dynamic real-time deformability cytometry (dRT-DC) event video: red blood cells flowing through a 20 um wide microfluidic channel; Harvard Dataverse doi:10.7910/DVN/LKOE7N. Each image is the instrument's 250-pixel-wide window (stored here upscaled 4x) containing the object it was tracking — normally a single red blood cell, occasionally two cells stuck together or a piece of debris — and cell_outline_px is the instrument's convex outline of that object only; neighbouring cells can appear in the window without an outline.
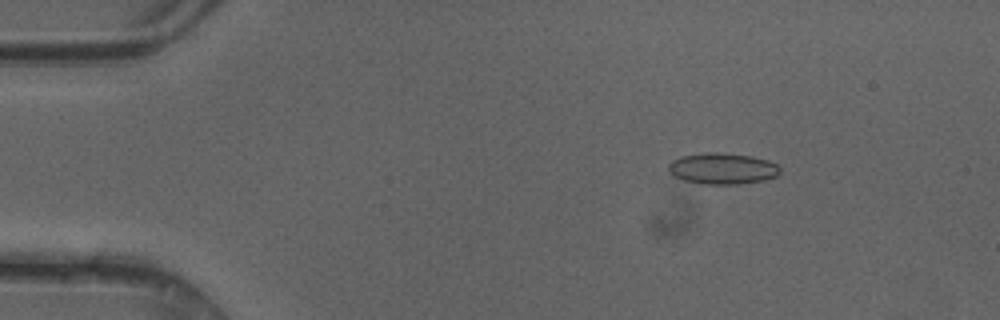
{"species": "common noctule bat (a hibernating species)", "species_latin": "Nyctalus noctula", "temperature_condition": "cold", "stored_images_in_passage": 48, "camera_frame_rate_fps": 3000, "um_per_image_px": 0.085, "animal": {"sex": "female"}, "frame": {"image": 1, "passage_image": 6, "time_ms": 1.667, "image_size_px": [1000, 320], "cell_outline_px": [[780, 172], [776, 176], [764, 180], [740, 184], [704, 184], [684, 180], [672, 176], [668, 168], [668, 164], [672, 160], [680, 156], [708, 152], [716, 152], [752, 156], [768, 160], [776, 164], [780, 168]], "centroid_in_image_um": [61.39, 14.33], "position_along_channel_um": 23.6, "area_um2": 20.35}}
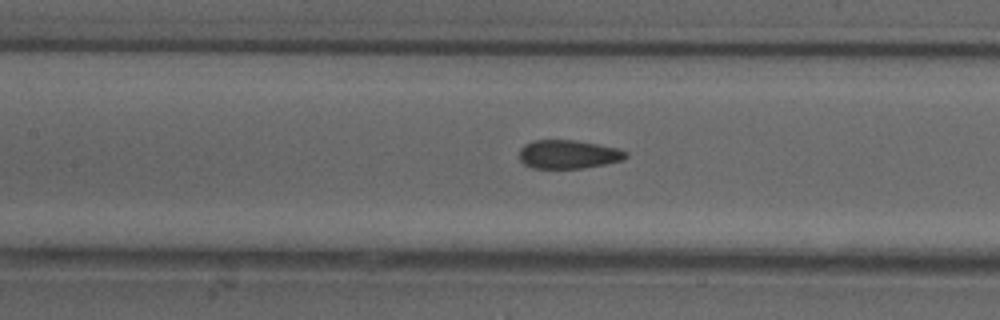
{"frame": {"image": 2, "passage_image": 21, "time_ms": 6.667, "image_size_px": [1000, 320], "cell_outline_px": [[628, 156], [624, 160], [584, 168], [532, 168], [524, 164], [520, 160], [520, 148], [524, 144], [532, 140], [576, 140], [616, 148], [628, 152]], "centroid_in_image_um": [48.3, 13.11], "position_along_channel_um": 159.1, "area_um2": 17.8}}
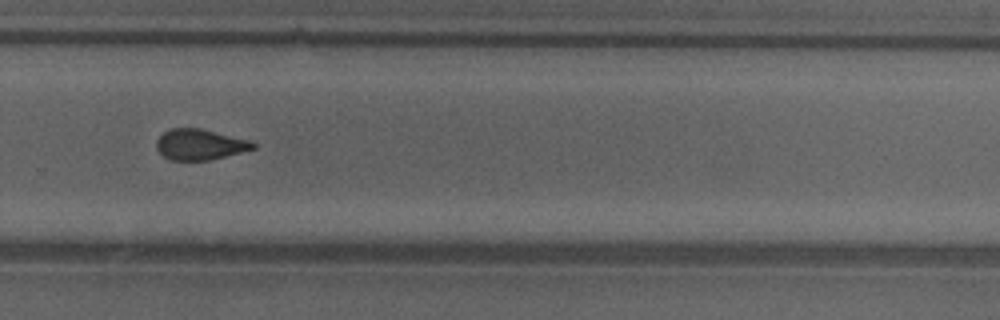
{"frame": {"image": 3, "passage_image": 32, "time_ms": 10.333, "image_size_px": [1000, 320], "cell_outline_px": [[256, 148], [208, 160], [172, 160], [164, 156], [156, 148], [156, 140], [164, 132], [172, 128], [200, 128], [252, 140], [256, 144]], "centroid_in_image_um": [17.0, 12.27], "position_along_channel_um": 312.8, "area_um2": 17.22}, "authors_computed_cell_mechanics": {"area_um2": 18.4382, "velocity_mm_per_s": 4.2183, "shape_relaxation_time_tau1_ms": 10.0035, "shape_relaxation_time_tau2_ms": 1.2613, "deformation_change_tau1": 0.1668, "deformation_change_tau2": 0.0773}}